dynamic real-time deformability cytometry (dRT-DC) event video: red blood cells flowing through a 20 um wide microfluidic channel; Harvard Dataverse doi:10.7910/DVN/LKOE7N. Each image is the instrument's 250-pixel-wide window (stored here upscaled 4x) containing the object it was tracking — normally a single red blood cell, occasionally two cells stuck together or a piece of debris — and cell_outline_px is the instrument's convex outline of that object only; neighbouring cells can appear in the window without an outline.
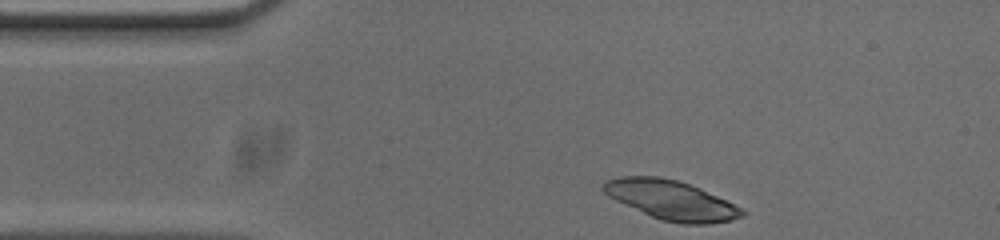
{"species": "common noctule bat (a hibernating species)", "species_latin": "Nyctalus noctula", "temperature_condition": "cold", "stored_images_in_passage": 47, "camera_frame_rate_fps": 3000, "um_per_image_px": 0.085, "animal": {"sex": "male", "body_mass_g": 20.0, "forearm_length_mm": 53.3}, "frame": {"image": 1, "passage_image": 1, "time_ms": 0.0, "image_size_px": [1000, 240], "cell_outline_px": [[748, 212], [744, 216], [732, 220], [708, 224], [680, 224], [660, 220], [616, 200], [608, 196], [600, 188], [600, 184], [604, 180], [620, 176], [660, 176], [676, 180], [700, 188]], "centroid_in_image_um": [57.0, 17.0], "position_along_channel_um": 28.0, "area_um2": 31.73}}